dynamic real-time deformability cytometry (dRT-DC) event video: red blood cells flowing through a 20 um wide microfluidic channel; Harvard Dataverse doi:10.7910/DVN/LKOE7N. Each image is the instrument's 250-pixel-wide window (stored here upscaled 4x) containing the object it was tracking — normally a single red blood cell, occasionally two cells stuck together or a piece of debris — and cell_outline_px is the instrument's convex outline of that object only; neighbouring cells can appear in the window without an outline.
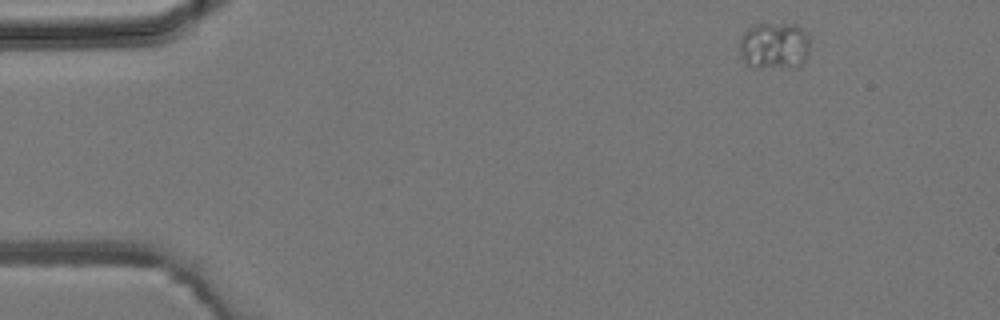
{"species": "common noctule bat (a hibernating species)", "species_latin": "Nyctalus noctula", "temperature_condition": "room temperature", "stored_images_in_passage": 4, "camera_frame_rate_fps": 3000, "um_per_image_px": 0.085, "animal": {"sex": "male", "body_mass_g": 19.2, "forearm_length_mm": 51.8}, "frame": {"image": 1, "passage_image": 1, "time_ms": 0.0, "image_size_px": [1000, 320], "cell_outline_px": [[808, 56], [804, 64], [792, 68], [748, 68], [744, 64], [740, 56], [740, 36], [748, 28], [756, 24], [796, 24], [804, 28], [808, 36]], "centroid_in_image_um": [65.8, 3.93], "position_along_channel_um": 19.2, "area_um2": 20.0}}
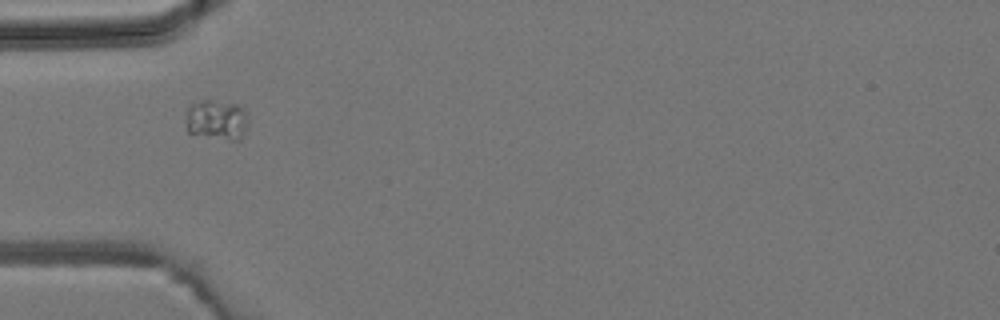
{"frame": {"image": 2, "passage_image": 4, "time_ms": 3.333, "image_size_px": [1000, 320], "cell_outline_px": [[248, 124], [240, 140], [232, 140], [188, 132], [184, 116], [188, 108], [192, 104], [200, 100], [208, 100], [240, 104], [244, 108], [248, 120]], "centroid_in_image_um": [18.43, 10.16], "position_along_channel_um": 66.6, "area_um2": 14.62}}